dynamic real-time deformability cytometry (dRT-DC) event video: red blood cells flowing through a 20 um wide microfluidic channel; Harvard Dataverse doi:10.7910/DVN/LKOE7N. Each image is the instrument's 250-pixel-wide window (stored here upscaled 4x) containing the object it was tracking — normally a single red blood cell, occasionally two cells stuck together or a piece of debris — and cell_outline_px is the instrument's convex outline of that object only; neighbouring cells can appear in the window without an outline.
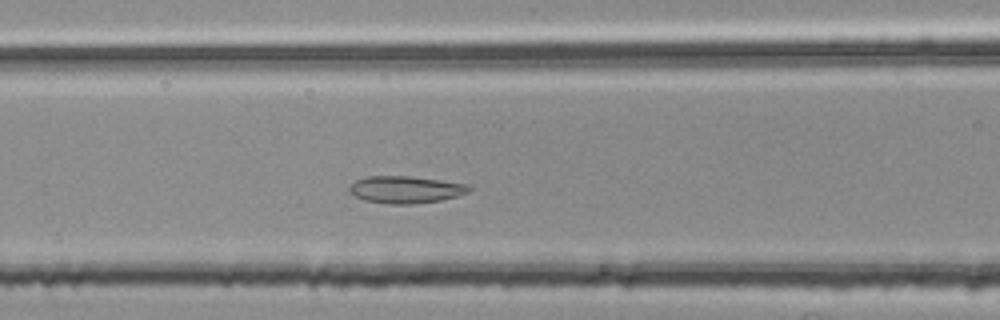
{"species": "common noctule bat (a hibernating species)", "species_latin": "Nyctalus noctula", "temperature_condition": "room temperature", "stored_images_in_passage": 36, "camera_frame_rate_fps": 3000, "um_per_image_px": 0.085, "animal": {"sex": "female", "body_mass_g": 25.1}, "frame": {"image": 1, "passage_image": 8, "time_ms": 2.333, "image_size_px": [1000, 320], "cell_outline_px": [[472, 188], [468, 192], [456, 196], [440, 200], [412, 204], [388, 204], [364, 200], [348, 192], [348, 188], [356, 180], [364, 176], [412, 176], [472, 184]], "centroid_in_image_um": [34.49, 16.1], "position_along_channel_um": 132.1, "area_um2": 19.13}}
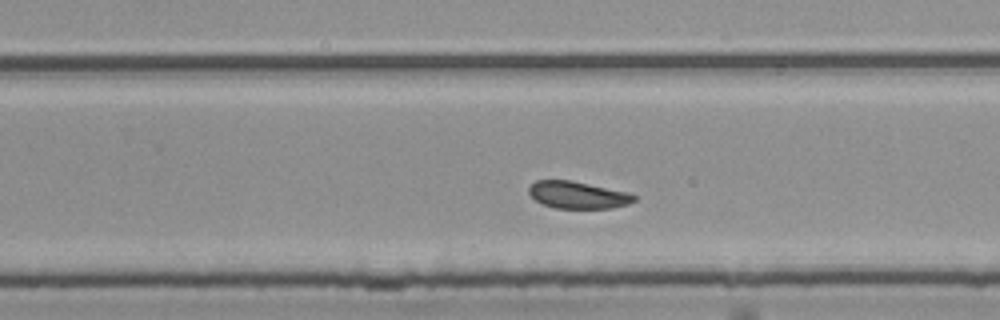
{"frame": {"image": 2, "passage_image": 20, "time_ms": 6.333, "image_size_px": [1000, 320], "cell_outline_px": [[636, 200], [628, 204], [612, 208], [556, 208], [544, 204], [536, 200], [528, 192], [528, 188], [536, 180], [572, 180], [628, 192], [636, 196]], "centroid_in_image_um": [49.13, 16.56], "position_along_channel_um": 280.7, "area_um2": 16.59}}
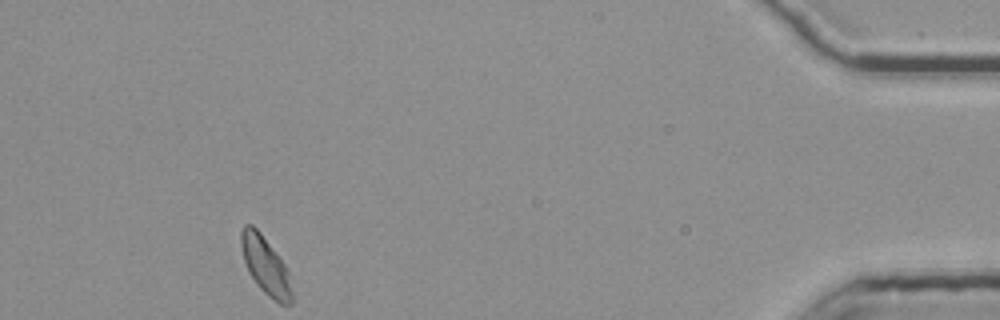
{"frame": {"image": 3, "passage_image": 36, "time_ms": 11.667, "image_size_px": [1000, 320], "cell_outline_px": [[292, 304], [280, 304], [268, 296], [256, 284], [248, 272], [244, 260], [240, 244], [240, 232], [244, 224], [252, 224], [260, 232], [284, 264], [288, 272], [292, 292]], "centroid_in_image_um": [22.54, 22.57], "position_along_channel_um": 412.7, "area_um2": 16.94}, "authors_computed_cell_mechanics": {"area_um2": 17.5712, "velocity_mm_per_s": 3.723, "shape_relaxation_time_tau1_ms": 2.4143, "shape_relaxation_time_tau2_ms": 1.7792, "deformation_change_tau1": 0.0691, "deformation_change_tau2": 0.0828}}